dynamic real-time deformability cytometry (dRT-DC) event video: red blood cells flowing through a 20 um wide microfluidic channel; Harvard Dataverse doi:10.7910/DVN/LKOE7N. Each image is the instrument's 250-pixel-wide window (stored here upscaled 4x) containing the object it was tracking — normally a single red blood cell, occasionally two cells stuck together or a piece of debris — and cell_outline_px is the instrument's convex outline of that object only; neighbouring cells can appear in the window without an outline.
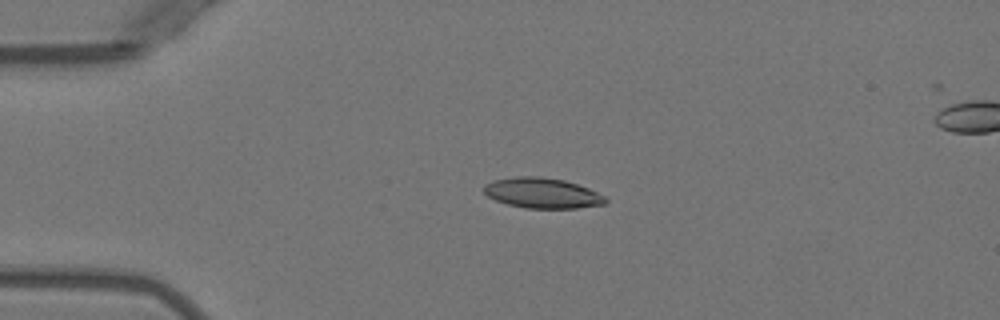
{"species": "Egyptian fruit bat (a non-hibernating species)", "species_latin": "Rousettus aegyptiacus", "temperature_condition": "warm", "stored_images_in_passage": 3, "camera_frame_rate_fps": 3000, "um_per_image_px": 0.085, "animal": {"sex": "female"}, "frame": {"image": 1, "passage_image": 1, "time_ms": 0.0, "image_size_px": [1000, 320], "cell_outline_px": [[608, 200], [604, 204], [576, 208], [524, 208], [508, 204], [496, 200], [488, 196], [484, 192], [484, 184], [492, 180], [516, 176], [540, 176], [564, 180], [588, 188], [604, 196]], "centroid_in_image_um": [46.06, 16.4], "position_along_channel_um": 38.9, "area_um2": 21.44}}
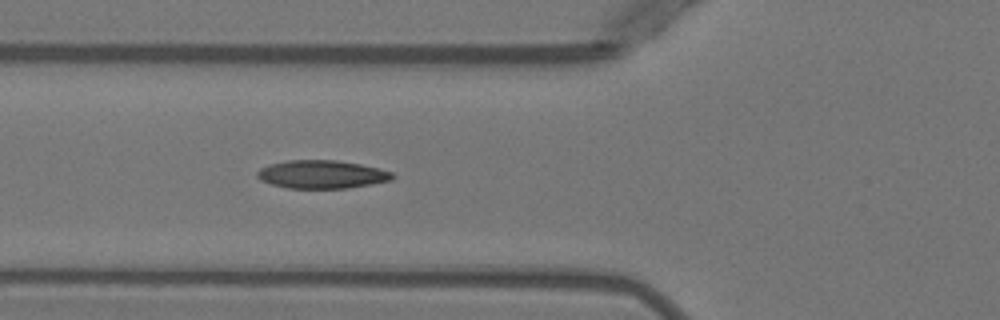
{"frame": {"image": 2, "passage_image": 3, "time_ms": 2.333, "image_size_px": [1000, 320], "cell_outline_px": [[396, 176], [392, 180], [372, 184], [348, 188], [288, 188], [272, 184], [260, 180], [256, 176], [256, 172], [260, 168], [268, 164], [288, 160], [336, 160], [360, 164], [380, 168], [392, 172]], "centroid_in_image_um": [27.36, 14.82], "position_along_channel_um": 98.4, "area_um2": 22.37}}